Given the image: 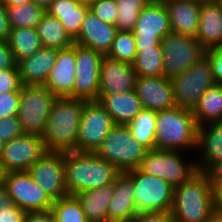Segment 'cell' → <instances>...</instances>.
<instances>
[{"instance_id": "6da1fadb", "label": "cell", "mask_w": 222, "mask_h": 222, "mask_svg": "<svg viewBox=\"0 0 222 222\" xmlns=\"http://www.w3.org/2000/svg\"><path fill=\"white\" fill-rule=\"evenodd\" d=\"M121 172L106 159L89 152H64L65 186L69 195L114 183Z\"/></svg>"}, {"instance_id": "7a4b0ae2", "label": "cell", "mask_w": 222, "mask_h": 222, "mask_svg": "<svg viewBox=\"0 0 222 222\" xmlns=\"http://www.w3.org/2000/svg\"><path fill=\"white\" fill-rule=\"evenodd\" d=\"M215 192L204 172L197 171L174 187V222H205L215 212Z\"/></svg>"}, {"instance_id": "3957f363", "label": "cell", "mask_w": 222, "mask_h": 222, "mask_svg": "<svg viewBox=\"0 0 222 222\" xmlns=\"http://www.w3.org/2000/svg\"><path fill=\"white\" fill-rule=\"evenodd\" d=\"M86 102L73 97H57L41 136L47 151H76L82 109Z\"/></svg>"}, {"instance_id": "277c9868", "label": "cell", "mask_w": 222, "mask_h": 222, "mask_svg": "<svg viewBox=\"0 0 222 222\" xmlns=\"http://www.w3.org/2000/svg\"><path fill=\"white\" fill-rule=\"evenodd\" d=\"M198 127L191 110L176 106L157 111L154 149L196 151Z\"/></svg>"}, {"instance_id": "5b68a950", "label": "cell", "mask_w": 222, "mask_h": 222, "mask_svg": "<svg viewBox=\"0 0 222 222\" xmlns=\"http://www.w3.org/2000/svg\"><path fill=\"white\" fill-rule=\"evenodd\" d=\"M147 151L133 138L127 125H115L95 154L124 173L138 168Z\"/></svg>"}, {"instance_id": "8992f818", "label": "cell", "mask_w": 222, "mask_h": 222, "mask_svg": "<svg viewBox=\"0 0 222 222\" xmlns=\"http://www.w3.org/2000/svg\"><path fill=\"white\" fill-rule=\"evenodd\" d=\"M185 153L174 150H148L138 168L143 173L161 178L176 187L197 172L195 159L188 160L189 154L186 153V156Z\"/></svg>"}, {"instance_id": "52a82bcc", "label": "cell", "mask_w": 222, "mask_h": 222, "mask_svg": "<svg viewBox=\"0 0 222 222\" xmlns=\"http://www.w3.org/2000/svg\"><path fill=\"white\" fill-rule=\"evenodd\" d=\"M56 99L57 96L44 85H23L21 87L17 117L24 134L42 136Z\"/></svg>"}, {"instance_id": "ba28073f", "label": "cell", "mask_w": 222, "mask_h": 222, "mask_svg": "<svg viewBox=\"0 0 222 222\" xmlns=\"http://www.w3.org/2000/svg\"><path fill=\"white\" fill-rule=\"evenodd\" d=\"M124 173L133 181L137 212L171 211L174 187L161 178L143 173L139 168Z\"/></svg>"}, {"instance_id": "9c48e42d", "label": "cell", "mask_w": 222, "mask_h": 222, "mask_svg": "<svg viewBox=\"0 0 222 222\" xmlns=\"http://www.w3.org/2000/svg\"><path fill=\"white\" fill-rule=\"evenodd\" d=\"M176 106L193 111L199 98L216 84L212 64L206 55L187 71L171 79Z\"/></svg>"}, {"instance_id": "30bf717a", "label": "cell", "mask_w": 222, "mask_h": 222, "mask_svg": "<svg viewBox=\"0 0 222 222\" xmlns=\"http://www.w3.org/2000/svg\"><path fill=\"white\" fill-rule=\"evenodd\" d=\"M163 76L172 79L206 56L207 50L188 35L170 33L161 40Z\"/></svg>"}, {"instance_id": "8fae6325", "label": "cell", "mask_w": 222, "mask_h": 222, "mask_svg": "<svg viewBox=\"0 0 222 222\" xmlns=\"http://www.w3.org/2000/svg\"><path fill=\"white\" fill-rule=\"evenodd\" d=\"M2 186L14 204L23 211L51 210L53 201L27 171L5 172Z\"/></svg>"}, {"instance_id": "7c38bea8", "label": "cell", "mask_w": 222, "mask_h": 222, "mask_svg": "<svg viewBox=\"0 0 222 222\" xmlns=\"http://www.w3.org/2000/svg\"><path fill=\"white\" fill-rule=\"evenodd\" d=\"M115 125L109 112L98 101H87L82 109L76 152L95 153Z\"/></svg>"}, {"instance_id": "4fadbf2b", "label": "cell", "mask_w": 222, "mask_h": 222, "mask_svg": "<svg viewBox=\"0 0 222 222\" xmlns=\"http://www.w3.org/2000/svg\"><path fill=\"white\" fill-rule=\"evenodd\" d=\"M136 50L141 47H155L171 30L167 10L161 0H151L140 12L132 30Z\"/></svg>"}, {"instance_id": "5bb4252c", "label": "cell", "mask_w": 222, "mask_h": 222, "mask_svg": "<svg viewBox=\"0 0 222 222\" xmlns=\"http://www.w3.org/2000/svg\"><path fill=\"white\" fill-rule=\"evenodd\" d=\"M104 55L76 44V81L74 98L97 101L100 87V65Z\"/></svg>"}, {"instance_id": "9a60e30c", "label": "cell", "mask_w": 222, "mask_h": 222, "mask_svg": "<svg viewBox=\"0 0 222 222\" xmlns=\"http://www.w3.org/2000/svg\"><path fill=\"white\" fill-rule=\"evenodd\" d=\"M27 172L53 202L69 195L65 186L64 152L47 151Z\"/></svg>"}, {"instance_id": "2e32d148", "label": "cell", "mask_w": 222, "mask_h": 222, "mask_svg": "<svg viewBox=\"0 0 222 222\" xmlns=\"http://www.w3.org/2000/svg\"><path fill=\"white\" fill-rule=\"evenodd\" d=\"M46 152L41 136L24 134L4 143L0 161L5 172L27 171Z\"/></svg>"}, {"instance_id": "e0dca14e", "label": "cell", "mask_w": 222, "mask_h": 222, "mask_svg": "<svg viewBox=\"0 0 222 222\" xmlns=\"http://www.w3.org/2000/svg\"><path fill=\"white\" fill-rule=\"evenodd\" d=\"M134 90L145 109L161 111L176 107L172 81L164 76L137 77Z\"/></svg>"}, {"instance_id": "ac0fdd59", "label": "cell", "mask_w": 222, "mask_h": 222, "mask_svg": "<svg viewBox=\"0 0 222 222\" xmlns=\"http://www.w3.org/2000/svg\"><path fill=\"white\" fill-rule=\"evenodd\" d=\"M136 78L133 64L104 55L100 65L99 95L129 92L135 89Z\"/></svg>"}, {"instance_id": "d6986e66", "label": "cell", "mask_w": 222, "mask_h": 222, "mask_svg": "<svg viewBox=\"0 0 222 222\" xmlns=\"http://www.w3.org/2000/svg\"><path fill=\"white\" fill-rule=\"evenodd\" d=\"M76 79V44L58 50L56 63L52 67L44 86L57 97H73Z\"/></svg>"}, {"instance_id": "ffe728a7", "label": "cell", "mask_w": 222, "mask_h": 222, "mask_svg": "<svg viewBox=\"0 0 222 222\" xmlns=\"http://www.w3.org/2000/svg\"><path fill=\"white\" fill-rule=\"evenodd\" d=\"M116 33L115 25L102 21L89 9L74 43L107 55Z\"/></svg>"}, {"instance_id": "44dd1931", "label": "cell", "mask_w": 222, "mask_h": 222, "mask_svg": "<svg viewBox=\"0 0 222 222\" xmlns=\"http://www.w3.org/2000/svg\"><path fill=\"white\" fill-rule=\"evenodd\" d=\"M167 10L172 33L196 37L202 0H161Z\"/></svg>"}, {"instance_id": "7402d4cb", "label": "cell", "mask_w": 222, "mask_h": 222, "mask_svg": "<svg viewBox=\"0 0 222 222\" xmlns=\"http://www.w3.org/2000/svg\"><path fill=\"white\" fill-rule=\"evenodd\" d=\"M196 150L201 155L195 160L197 171L205 172L212 164L222 161V120L198 127Z\"/></svg>"}, {"instance_id": "603a6c76", "label": "cell", "mask_w": 222, "mask_h": 222, "mask_svg": "<svg viewBox=\"0 0 222 222\" xmlns=\"http://www.w3.org/2000/svg\"><path fill=\"white\" fill-rule=\"evenodd\" d=\"M195 38L206 50L222 45L221 0L201 2L200 22Z\"/></svg>"}, {"instance_id": "cb8c5ba5", "label": "cell", "mask_w": 222, "mask_h": 222, "mask_svg": "<svg viewBox=\"0 0 222 222\" xmlns=\"http://www.w3.org/2000/svg\"><path fill=\"white\" fill-rule=\"evenodd\" d=\"M58 50L41 47L32 56L17 63L23 85H44L52 67L56 63Z\"/></svg>"}, {"instance_id": "d4e9b609", "label": "cell", "mask_w": 222, "mask_h": 222, "mask_svg": "<svg viewBox=\"0 0 222 222\" xmlns=\"http://www.w3.org/2000/svg\"><path fill=\"white\" fill-rule=\"evenodd\" d=\"M136 213L133 181L121 173L114 181V192L108 205V222H131Z\"/></svg>"}, {"instance_id": "484cf974", "label": "cell", "mask_w": 222, "mask_h": 222, "mask_svg": "<svg viewBox=\"0 0 222 222\" xmlns=\"http://www.w3.org/2000/svg\"><path fill=\"white\" fill-rule=\"evenodd\" d=\"M97 101L109 112L116 125H127L143 109L135 90L99 95Z\"/></svg>"}, {"instance_id": "4316f807", "label": "cell", "mask_w": 222, "mask_h": 222, "mask_svg": "<svg viewBox=\"0 0 222 222\" xmlns=\"http://www.w3.org/2000/svg\"><path fill=\"white\" fill-rule=\"evenodd\" d=\"M89 9V5L71 0H55L46 8V12L60 20L67 34L74 41L80 33L82 22Z\"/></svg>"}, {"instance_id": "83f0119b", "label": "cell", "mask_w": 222, "mask_h": 222, "mask_svg": "<svg viewBox=\"0 0 222 222\" xmlns=\"http://www.w3.org/2000/svg\"><path fill=\"white\" fill-rule=\"evenodd\" d=\"M114 183L75 194L89 222H108V205Z\"/></svg>"}, {"instance_id": "f1b7e54d", "label": "cell", "mask_w": 222, "mask_h": 222, "mask_svg": "<svg viewBox=\"0 0 222 222\" xmlns=\"http://www.w3.org/2000/svg\"><path fill=\"white\" fill-rule=\"evenodd\" d=\"M42 47L57 50L68 49L73 46L74 41L67 34L59 19L49 15H43L36 27Z\"/></svg>"}, {"instance_id": "f546056e", "label": "cell", "mask_w": 222, "mask_h": 222, "mask_svg": "<svg viewBox=\"0 0 222 222\" xmlns=\"http://www.w3.org/2000/svg\"><path fill=\"white\" fill-rule=\"evenodd\" d=\"M198 126L222 120V84L210 87L192 111Z\"/></svg>"}, {"instance_id": "4dcf8cb0", "label": "cell", "mask_w": 222, "mask_h": 222, "mask_svg": "<svg viewBox=\"0 0 222 222\" xmlns=\"http://www.w3.org/2000/svg\"><path fill=\"white\" fill-rule=\"evenodd\" d=\"M7 41L16 63L32 56L42 47L36 28H11Z\"/></svg>"}, {"instance_id": "1f68e13d", "label": "cell", "mask_w": 222, "mask_h": 222, "mask_svg": "<svg viewBox=\"0 0 222 222\" xmlns=\"http://www.w3.org/2000/svg\"><path fill=\"white\" fill-rule=\"evenodd\" d=\"M157 111L143 108L127 124L133 138L148 150L154 149Z\"/></svg>"}, {"instance_id": "d6a6232c", "label": "cell", "mask_w": 222, "mask_h": 222, "mask_svg": "<svg viewBox=\"0 0 222 222\" xmlns=\"http://www.w3.org/2000/svg\"><path fill=\"white\" fill-rule=\"evenodd\" d=\"M163 64L160 42L155 47H141V50L137 51L133 68L137 77H157L163 76Z\"/></svg>"}, {"instance_id": "836d02e7", "label": "cell", "mask_w": 222, "mask_h": 222, "mask_svg": "<svg viewBox=\"0 0 222 222\" xmlns=\"http://www.w3.org/2000/svg\"><path fill=\"white\" fill-rule=\"evenodd\" d=\"M11 28H36L46 9L33 2L5 6Z\"/></svg>"}, {"instance_id": "e575fe53", "label": "cell", "mask_w": 222, "mask_h": 222, "mask_svg": "<svg viewBox=\"0 0 222 222\" xmlns=\"http://www.w3.org/2000/svg\"><path fill=\"white\" fill-rule=\"evenodd\" d=\"M50 211L54 222H89L75 195L54 201Z\"/></svg>"}, {"instance_id": "d590c367", "label": "cell", "mask_w": 222, "mask_h": 222, "mask_svg": "<svg viewBox=\"0 0 222 222\" xmlns=\"http://www.w3.org/2000/svg\"><path fill=\"white\" fill-rule=\"evenodd\" d=\"M118 16L115 22L117 31H132L142 9L151 0H115Z\"/></svg>"}, {"instance_id": "8d00e7d4", "label": "cell", "mask_w": 222, "mask_h": 222, "mask_svg": "<svg viewBox=\"0 0 222 222\" xmlns=\"http://www.w3.org/2000/svg\"><path fill=\"white\" fill-rule=\"evenodd\" d=\"M137 55L136 41L132 31H117L107 56L133 64Z\"/></svg>"}, {"instance_id": "74e56055", "label": "cell", "mask_w": 222, "mask_h": 222, "mask_svg": "<svg viewBox=\"0 0 222 222\" xmlns=\"http://www.w3.org/2000/svg\"><path fill=\"white\" fill-rule=\"evenodd\" d=\"M90 10L102 21L115 25L118 8L115 0H91Z\"/></svg>"}, {"instance_id": "f35d334b", "label": "cell", "mask_w": 222, "mask_h": 222, "mask_svg": "<svg viewBox=\"0 0 222 222\" xmlns=\"http://www.w3.org/2000/svg\"><path fill=\"white\" fill-rule=\"evenodd\" d=\"M20 91L0 93V119L17 116Z\"/></svg>"}, {"instance_id": "ab89813d", "label": "cell", "mask_w": 222, "mask_h": 222, "mask_svg": "<svg viewBox=\"0 0 222 222\" xmlns=\"http://www.w3.org/2000/svg\"><path fill=\"white\" fill-rule=\"evenodd\" d=\"M24 135L17 116L0 119V140L4 143Z\"/></svg>"}, {"instance_id": "60d3db41", "label": "cell", "mask_w": 222, "mask_h": 222, "mask_svg": "<svg viewBox=\"0 0 222 222\" xmlns=\"http://www.w3.org/2000/svg\"><path fill=\"white\" fill-rule=\"evenodd\" d=\"M22 86L18 68L0 70V93L20 91Z\"/></svg>"}, {"instance_id": "b9f144b4", "label": "cell", "mask_w": 222, "mask_h": 222, "mask_svg": "<svg viewBox=\"0 0 222 222\" xmlns=\"http://www.w3.org/2000/svg\"><path fill=\"white\" fill-rule=\"evenodd\" d=\"M206 55L212 64L214 81L222 84V45L213 49L207 50Z\"/></svg>"}, {"instance_id": "7bdbcfd3", "label": "cell", "mask_w": 222, "mask_h": 222, "mask_svg": "<svg viewBox=\"0 0 222 222\" xmlns=\"http://www.w3.org/2000/svg\"><path fill=\"white\" fill-rule=\"evenodd\" d=\"M131 222H174L171 211L137 212Z\"/></svg>"}, {"instance_id": "ee69618b", "label": "cell", "mask_w": 222, "mask_h": 222, "mask_svg": "<svg viewBox=\"0 0 222 222\" xmlns=\"http://www.w3.org/2000/svg\"><path fill=\"white\" fill-rule=\"evenodd\" d=\"M18 68L7 40H0V70Z\"/></svg>"}, {"instance_id": "f6af8a7d", "label": "cell", "mask_w": 222, "mask_h": 222, "mask_svg": "<svg viewBox=\"0 0 222 222\" xmlns=\"http://www.w3.org/2000/svg\"><path fill=\"white\" fill-rule=\"evenodd\" d=\"M204 173L207 175L214 191L222 185V161L212 164Z\"/></svg>"}, {"instance_id": "bcb514c9", "label": "cell", "mask_w": 222, "mask_h": 222, "mask_svg": "<svg viewBox=\"0 0 222 222\" xmlns=\"http://www.w3.org/2000/svg\"><path fill=\"white\" fill-rule=\"evenodd\" d=\"M17 206L14 204L5 188L0 186V215L11 214V210H14Z\"/></svg>"}, {"instance_id": "7dc6e473", "label": "cell", "mask_w": 222, "mask_h": 222, "mask_svg": "<svg viewBox=\"0 0 222 222\" xmlns=\"http://www.w3.org/2000/svg\"><path fill=\"white\" fill-rule=\"evenodd\" d=\"M11 31L10 22L4 5H0V40H8Z\"/></svg>"}, {"instance_id": "c3c4849f", "label": "cell", "mask_w": 222, "mask_h": 222, "mask_svg": "<svg viewBox=\"0 0 222 222\" xmlns=\"http://www.w3.org/2000/svg\"><path fill=\"white\" fill-rule=\"evenodd\" d=\"M25 222H54L51 211L27 212Z\"/></svg>"}, {"instance_id": "681fc988", "label": "cell", "mask_w": 222, "mask_h": 222, "mask_svg": "<svg viewBox=\"0 0 222 222\" xmlns=\"http://www.w3.org/2000/svg\"><path fill=\"white\" fill-rule=\"evenodd\" d=\"M27 212L16 207L11 210V214L0 215V222H25Z\"/></svg>"}, {"instance_id": "f907efd6", "label": "cell", "mask_w": 222, "mask_h": 222, "mask_svg": "<svg viewBox=\"0 0 222 222\" xmlns=\"http://www.w3.org/2000/svg\"><path fill=\"white\" fill-rule=\"evenodd\" d=\"M214 192L216 211L222 212V185H220Z\"/></svg>"}, {"instance_id": "816d5d0a", "label": "cell", "mask_w": 222, "mask_h": 222, "mask_svg": "<svg viewBox=\"0 0 222 222\" xmlns=\"http://www.w3.org/2000/svg\"><path fill=\"white\" fill-rule=\"evenodd\" d=\"M205 222H222V212L216 211Z\"/></svg>"}, {"instance_id": "f5cc1de1", "label": "cell", "mask_w": 222, "mask_h": 222, "mask_svg": "<svg viewBox=\"0 0 222 222\" xmlns=\"http://www.w3.org/2000/svg\"><path fill=\"white\" fill-rule=\"evenodd\" d=\"M29 2H31V0H4V6H12V5L20 6L24 3H29Z\"/></svg>"}, {"instance_id": "db71d44e", "label": "cell", "mask_w": 222, "mask_h": 222, "mask_svg": "<svg viewBox=\"0 0 222 222\" xmlns=\"http://www.w3.org/2000/svg\"><path fill=\"white\" fill-rule=\"evenodd\" d=\"M55 0H31L34 4L40 5L45 9Z\"/></svg>"}, {"instance_id": "11a10c76", "label": "cell", "mask_w": 222, "mask_h": 222, "mask_svg": "<svg viewBox=\"0 0 222 222\" xmlns=\"http://www.w3.org/2000/svg\"><path fill=\"white\" fill-rule=\"evenodd\" d=\"M4 176H5V171L0 161V186L3 184Z\"/></svg>"}, {"instance_id": "9f6ffc18", "label": "cell", "mask_w": 222, "mask_h": 222, "mask_svg": "<svg viewBox=\"0 0 222 222\" xmlns=\"http://www.w3.org/2000/svg\"><path fill=\"white\" fill-rule=\"evenodd\" d=\"M77 3L89 5L91 0H71Z\"/></svg>"}, {"instance_id": "6f0895ef", "label": "cell", "mask_w": 222, "mask_h": 222, "mask_svg": "<svg viewBox=\"0 0 222 222\" xmlns=\"http://www.w3.org/2000/svg\"><path fill=\"white\" fill-rule=\"evenodd\" d=\"M3 146H4V142H2L0 140V159H1V156H2V153H3Z\"/></svg>"}, {"instance_id": "680465c9", "label": "cell", "mask_w": 222, "mask_h": 222, "mask_svg": "<svg viewBox=\"0 0 222 222\" xmlns=\"http://www.w3.org/2000/svg\"><path fill=\"white\" fill-rule=\"evenodd\" d=\"M0 5H4V0H0Z\"/></svg>"}]
</instances>
